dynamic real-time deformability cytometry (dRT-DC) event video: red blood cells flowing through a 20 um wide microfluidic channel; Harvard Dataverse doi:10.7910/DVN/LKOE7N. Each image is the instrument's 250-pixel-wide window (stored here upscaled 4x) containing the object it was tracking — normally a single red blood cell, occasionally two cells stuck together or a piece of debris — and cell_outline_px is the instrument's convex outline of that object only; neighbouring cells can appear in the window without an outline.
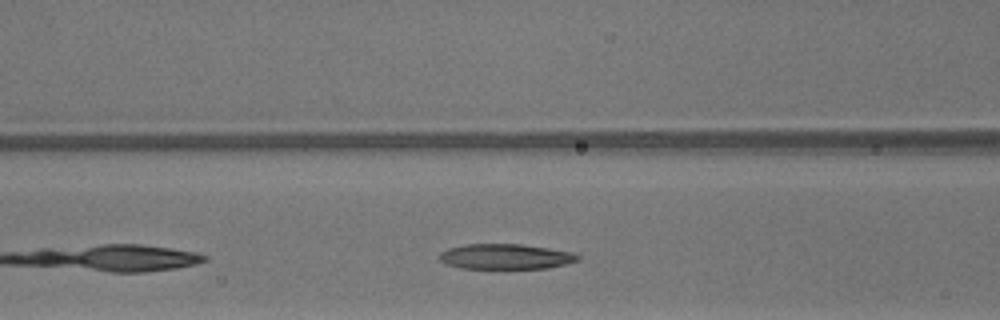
{"species": "common noctule bat (a hibernating species)", "species_latin": "Nyctalus noctula", "temperature_condition": "warm", "stored_images_in_passage": 19, "camera_frame_rate_fps": 3000, "um_per_image_px": 0.085, "animal": {"sex": "male", "body_mass_g": 13.3}, "frame": {"image": 1, "passage_image": 6, "time_ms": 1.667, "image_size_px": [1000, 320], "cell_outline_px": [[580, 260], [568, 264], [548, 268], [464, 268], [444, 264], [440, 260], [440, 252], [448, 248], [464, 244], [520, 244], [548, 248], [572, 252], [580, 256]], "centroid_in_image_um": [42.99, 21.8], "position_along_channel_um": 123.6, "area_um2": 20.4}}
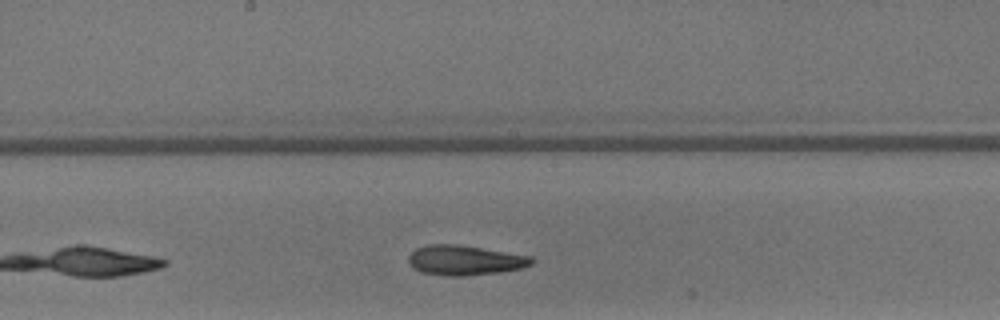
{"frame": {"image": 2, "passage_image": 12, "time_ms": 3.667, "image_size_px": [1000, 320], "cell_outline_px": [[536, 260], [532, 264], [524, 268], [500, 272], [468, 276], [448, 276], [420, 272], [408, 264], [408, 256], [416, 248], [428, 244], [456, 244], [532, 256]], "centroid_in_image_um": [39.52, 22.13], "position_along_channel_um": 208.7, "area_um2": 21.68}}
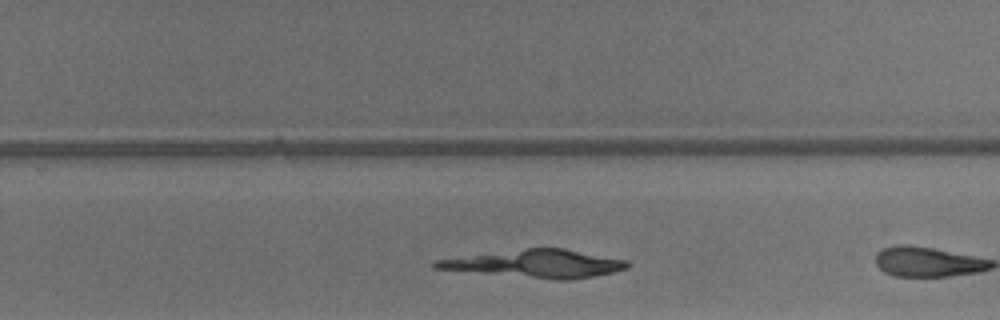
{"frame": {"image": 3, "passage_image": 15, "time_ms": 4.667, "image_size_px": [1000, 320], "cell_outline_px": [[632, 264], [628, 268], [612, 272], [592, 276], [568, 280], [560, 280], [432, 268], [432, 264], [436, 260], [528, 248], [564, 248], [628, 260]], "centroid_in_image_um": [45.64, 22.41], "position_along_channel_um": 284.2, "area_um2": 30.35}}